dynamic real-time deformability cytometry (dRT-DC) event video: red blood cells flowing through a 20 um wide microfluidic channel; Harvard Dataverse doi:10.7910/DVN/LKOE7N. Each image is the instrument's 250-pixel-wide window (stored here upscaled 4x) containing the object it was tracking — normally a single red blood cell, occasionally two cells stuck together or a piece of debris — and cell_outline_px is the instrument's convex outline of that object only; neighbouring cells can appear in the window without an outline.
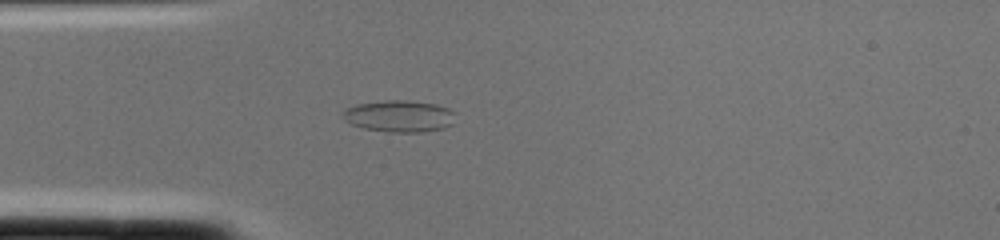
{"species": "common noctule bat (a hibernating species)", "species_latin": "Nyctalus noctula", "temperature_condition": "cold", "stored_images_in_passage": 1, "camera_frame_rate_fps": 3000, "um_per_image_px": 0.085, "animal": {"sex": "female", "body_mass_g": 22.0, "forearm_length_mm": 56.7}, "frame": {"image": 1, "passage_image": 1, "time_ms": 0.0, "image_size_px": [1000, 240], "cell_outline_px": [[456, 112], [452, 124], [444, 128], [424, 132], [388, 132], [364, 128], [352, 124], [344, 120], [340, 116], [344, 108], [356, 104], [384, 100], [404, 100], [436, 104], [448, 108]], "centroid_in_image_um": [33.91, 9.87], "position_along_channel_um": 51.1, "area_um2": 21.1}}